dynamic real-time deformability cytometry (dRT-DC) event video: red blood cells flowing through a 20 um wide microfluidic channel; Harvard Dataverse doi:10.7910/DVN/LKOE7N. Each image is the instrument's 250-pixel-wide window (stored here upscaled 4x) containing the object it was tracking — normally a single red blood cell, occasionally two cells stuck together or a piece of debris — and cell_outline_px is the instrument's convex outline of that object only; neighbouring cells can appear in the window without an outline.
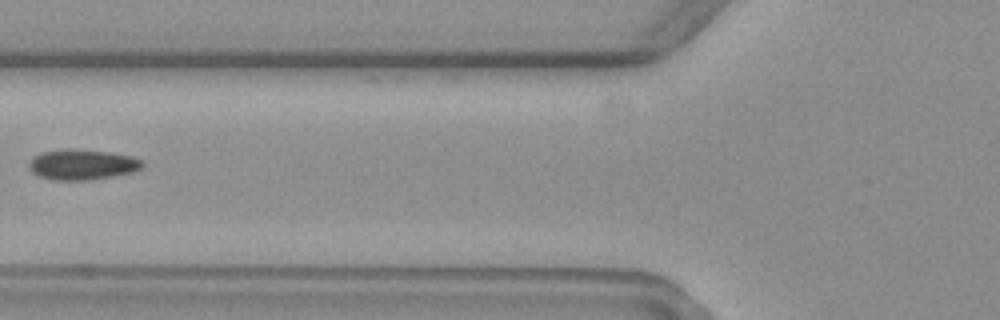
{"species": "common noctule bat (a hibernating species)", "species_latin": "Nyctalus noctula", "temperature_condition": "warm", "stored_images_in_passage": 4, "camera_frame_rate_fps": 3000, "um_per_image_px": 0.085, "animal": {"sex": "female", "body_mass_g": 19.3, "forearm_length_mm": 54.1}, "frame": {"image": 1, "passage_image": 4, "time_ms": 3.667, "image_size_px": [1000, 320], "cell_outline_px": [[144, 164], [140, 168], [132, 172], [112, 176], [88, 180], [52, 180], [40, 176], [32, 172], [28, 168], [28, 164], [40, 152], [64, 148], [112, 152], [132, 156], [140, 160]], "centroid_in_image_um": [6.97, 13.98], "position_along_channel_um": 118.8, "area_um2": 20.06}}